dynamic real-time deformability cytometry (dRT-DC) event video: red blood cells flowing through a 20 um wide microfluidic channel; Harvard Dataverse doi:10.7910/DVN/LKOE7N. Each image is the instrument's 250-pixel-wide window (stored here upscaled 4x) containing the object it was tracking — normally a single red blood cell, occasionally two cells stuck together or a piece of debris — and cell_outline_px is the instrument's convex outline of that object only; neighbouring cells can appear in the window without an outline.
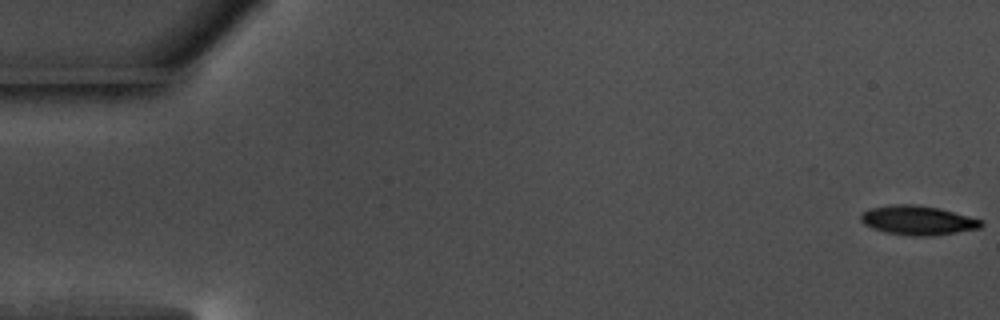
{"species": "common noctule bat (a hibernating species)", "species_latin": "Nyctalus noctula", "temperature_condition": "warm", "stored_images_in_passage": 17, "camera_frame_rate_fps": 3000, "um_per_image_px": 0.085, "animal": {"sex": "male", "body_mass_g": 17.5, "forearm_length_mm": 52.3}, "frame": {"image": 1, "passage_image": 1, "time_ms": 0.0, "image_size_px": [1000, 320], "cell_outline_px": [[984, 224], [980, 228], [932, 236], [912, 236], [884, 232], [872, 228], [864, 224], [860, 220], [860, 216], [868, 208], [892, 204], [912, 204], [940, 208], [980, 220]], "centroid_in_image_um": [77.96, 18.72], "position_along_channel_um": 7.0, "area_um2": 20.46}}